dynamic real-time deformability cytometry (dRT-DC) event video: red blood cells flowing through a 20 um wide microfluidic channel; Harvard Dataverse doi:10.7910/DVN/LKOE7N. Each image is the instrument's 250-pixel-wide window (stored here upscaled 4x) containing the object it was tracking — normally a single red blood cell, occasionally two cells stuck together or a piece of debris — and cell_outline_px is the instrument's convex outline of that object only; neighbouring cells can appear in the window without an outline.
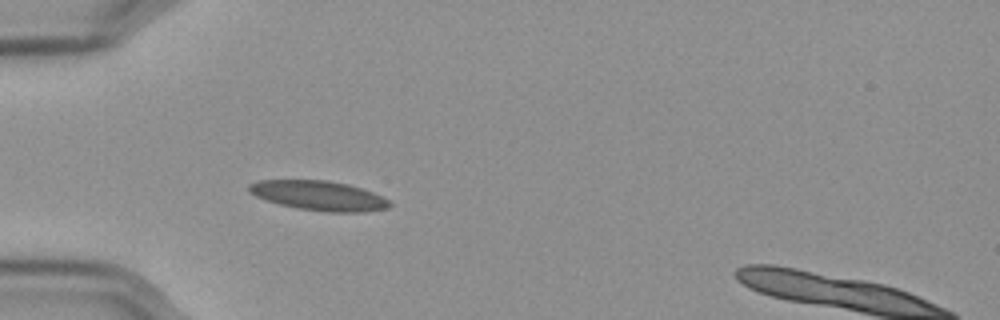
{"species": "Egyptian fruit bat (a non-hibernating species)", "species_latin": "Rousettus aegyptiacus", "temperature_condition": "cold", "stored_images_in_passage": 36, "camera_frame_rate_fps": 3000, "um_per_image_px": 0.085, "frame": {"image": 1, "passage_image": 1, "time_ms": 0.0, "image_size_px": [1000, 320], "cell_outline_px": [[392, 204], [388, 208], [360, 212], [332, 212], [300, 208], [280, 204], [256, 196], [248, 192], [248, 184], [260, 180], [328, 180], [348, 184], [372, 192], [388, 200]], "centroid_in_image_um": [27.09, 16.61], "position_along_channel_um": 57.9, "area_um2": 23.93}}
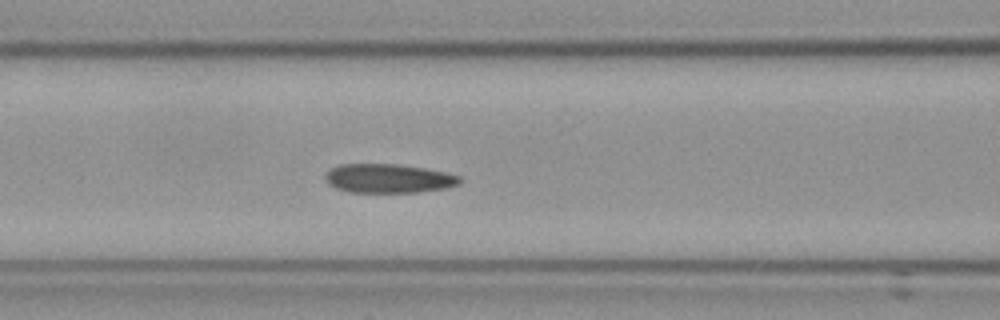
{"frame": {"image": 2, "passage_image": 8, "time_ms": 2.333, "image_size_px": [1000, 320], "cell_outline_px": [[464, 180], [460, 184], [444, 188], [416, 192], [348, 192], [336, 188], [328, 184], [324, 176], [332, 168], [340, 164], [396, 164], [424, 168], [444, 172], [460, 176]], "centroid_in_image_um": [33.03, 15.17], "position_along_channel_um": 133.6, "area_um2": 22.66}}
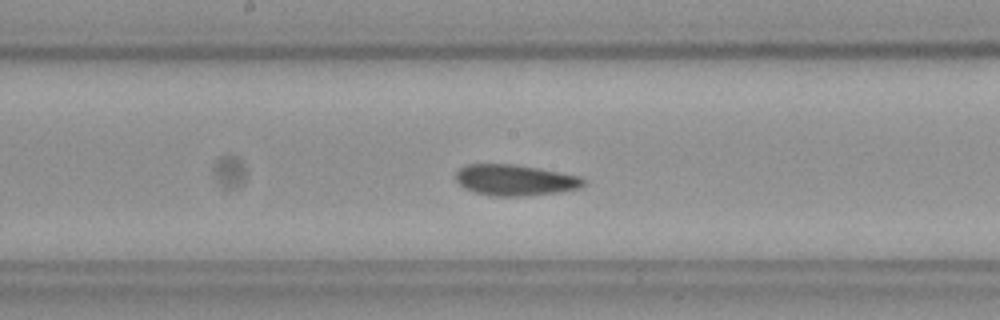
{"frame": {"image": 3, "passage_image": 14, "time_ms": 4.333, "image_size_px": [1000, 320], "cell_outline_px": [[584, 184], [580, 188], [556, 192], [528, 196], [492, 196], [476, 192], [464, 188], [456, 180], [456, 172], [460, 168], [468, 164], [516, 164], [580, 176], [584, 180]], "centroid_in_image_um": [43.76, 15.31], "position_along_channel_um": 204.4, "area_um2": 22.95}, "authors_computed_cell_mechanics": {"area_um2": 22.5131, "velocity_mm_per_s": 3.5417, "shape_relaxation_time_tau1_ms": null, "shape_relaxation_time_tau2_ms": 3.6978, "deformation_change_tau1": null, "deformation_change_tau2": 0.0804}}